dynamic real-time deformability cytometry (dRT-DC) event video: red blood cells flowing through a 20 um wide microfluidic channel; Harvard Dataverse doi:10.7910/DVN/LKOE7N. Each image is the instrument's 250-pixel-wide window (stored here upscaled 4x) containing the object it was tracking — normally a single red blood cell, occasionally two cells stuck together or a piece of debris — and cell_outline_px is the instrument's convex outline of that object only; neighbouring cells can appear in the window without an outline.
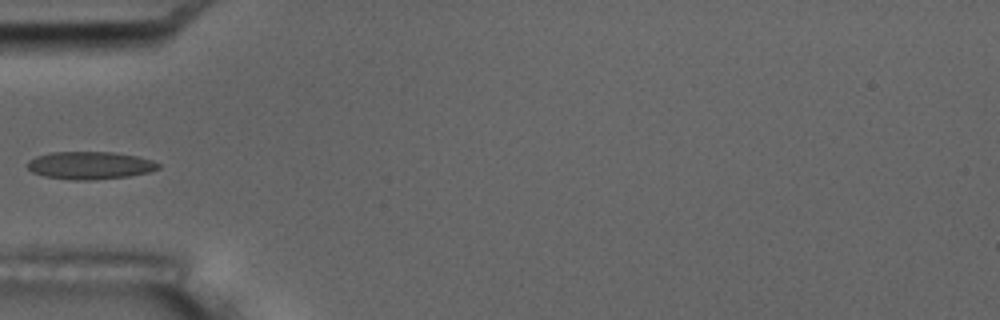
{"species": "common noctule bat (a hibernating species)", "species_latin": "Nyctalus noctula", "temperature_condition": "room temperature", "stored_images_in_passage": 5, "camera_frame_rate_fps": 3000, "um_per_image_px": 0.085, "animal": {"sex": "male", "body_mass_g": 17.5, "forearm_length_mm": 52.3}, "frame": {"image": 1, "passage_image": 5, "time_ms": 5.333, "image_size_px": [1000, 320], "cell_outline_px": [[160, 168], [148, 172], [128, 176], [92, 180], [72, 180], [44, 176], [32, 172], [28, 168], [28, 160], [36, 156], [52, 152], [112, 152], [136, 156], [152, 160], [160, 164]], "centroid_in_image_um": [7.64, 14.06], "position_along_channel_um": 77.4, "area_um2": 21.04}}